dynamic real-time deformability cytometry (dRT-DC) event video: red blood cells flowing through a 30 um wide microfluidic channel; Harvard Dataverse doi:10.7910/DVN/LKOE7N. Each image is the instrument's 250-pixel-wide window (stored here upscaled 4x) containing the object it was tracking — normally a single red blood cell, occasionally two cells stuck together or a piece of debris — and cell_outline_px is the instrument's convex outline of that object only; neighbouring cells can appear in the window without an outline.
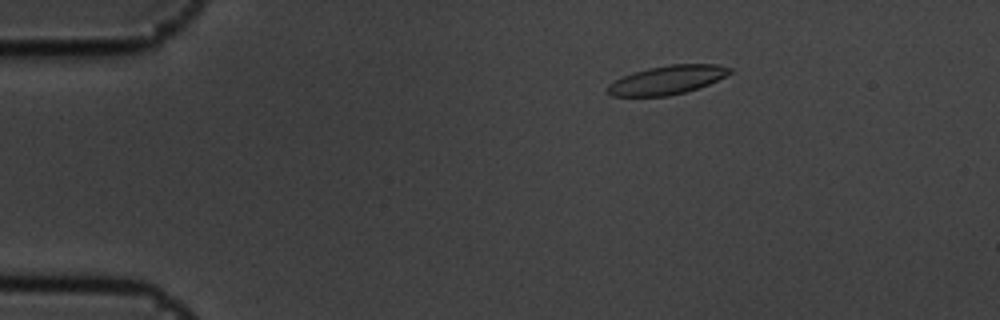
{"species": "common noctule bat (a hibernating species)", "species_latin": "Nyctalus noctula", "temperature_condition": "cold", "stored_images_in_passage": 57, "camera_frame_rate_fps": 3000, "um_per_image_px": 0.085, "animal": {"sex": "male", "body_mass_g": 19.5, "forearm_length_mm": 54.6}, "frame": {"image": 1, "passage_image": 10, "time_ms": 3.0, "image_size_px": [1000, 320], "cell_outline_px": [[732, 72], [708, 84], [684, 92], [668, 96], [612, 96], [608, 92], [608, 84], [632, 72], [648, 68], [668, 64], [716, 64], [732, 68]], "centroid_in_image_um": [56.7, 6.78], "position_along_channel_um": 28.3, "area_um2": 20.23}}
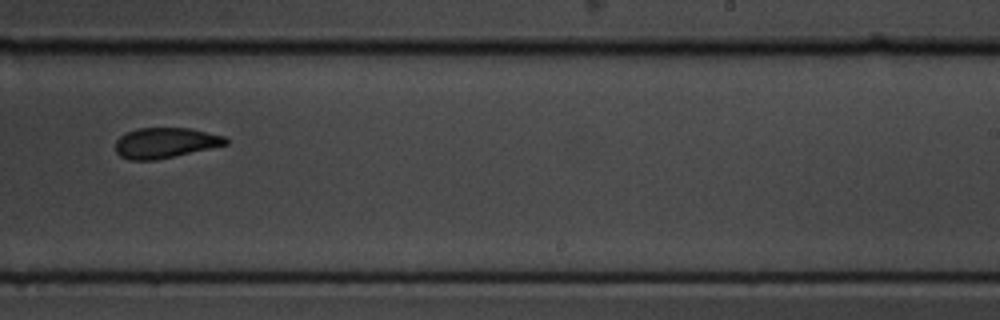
{"frame": {"image": 2, "passage_image": 36, "time_ms": 11.667, "image_size_px": [1000, 320], "cell_outline_px": [[228, 144], [156, 160], [128, 160], [120, 156], [116, 152], [116, 140], [120, 136], [136, 128], [192, 128], [224, 136], [228, 140]], "centroid_in_image_um": [14.03, 12.14], "position_along_channel_um": 275.0, "area_um2": 19.48}}
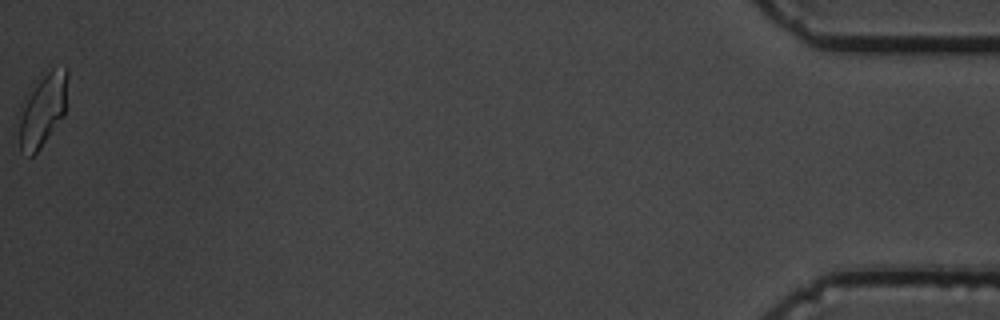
{"frame": {"image": 3, "passage_image": 57, "time_ms": 18.667, "image_size_px": [1000, 320], "cell_outline_px": [[68, 76], [64, 116], [40, 148], [32, 156], [28, 156], [20, 152], [12, 128], [20, 104], [32, 80], [44, 68], [68, 68]], "centroid_in_image_um": [3.47, 9.32], "position_along_channel_um": 431.7, "area_um2": 23.06}, "authors_computed_cell_mechanics": {"area_um2": 20.23, "velocity_mm_per_s": 3.5695, "shape_relaxation_time_tau1_ms": 3.3901, "shape_relaxation_time_tau2_ms": 2.3463, "deformation_change_tau1": 0.0946, "deformation_change_tau2": 0.0837}}